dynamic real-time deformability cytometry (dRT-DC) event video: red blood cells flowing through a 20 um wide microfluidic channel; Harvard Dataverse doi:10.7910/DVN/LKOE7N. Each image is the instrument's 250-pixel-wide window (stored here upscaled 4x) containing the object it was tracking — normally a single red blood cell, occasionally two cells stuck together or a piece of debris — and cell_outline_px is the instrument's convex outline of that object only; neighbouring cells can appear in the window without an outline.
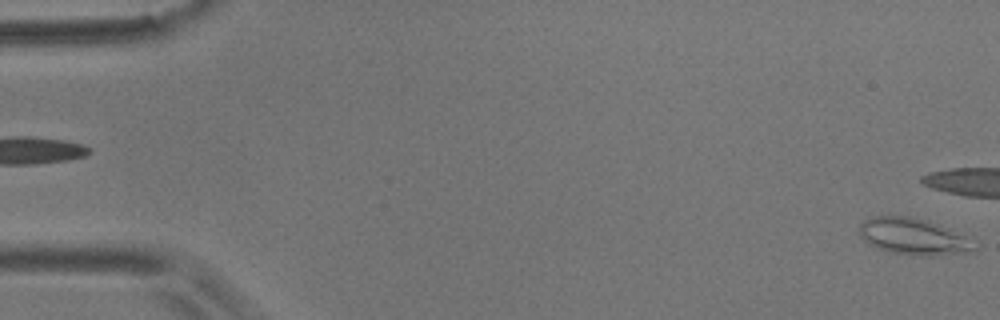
{"species": "common noctule bat (a hibernating species)", "species_latin": "Nyctalus noctula", "temperature_condition": "room temperature", "stored_images_in_passage": 4, "segment_of_instrument_passage": [2, 2], "camera_frame_rate_fps": 3000, "um_per_image_px": 0.085, "animal": {"sex": "male", "body_mass_g": 17.9}, "frame": {"image": 1, "passage_image": 4, "time_ms": 1.0, "image_size_px": [1000, 320], "cell_outline_px": [[980, 244], [972, 252], [932, 256], [924, 256], [888, 252], [876, 248], [868, 244], [860, 236], [860, 224], [864, 220], [872, 216], [912, 216], [928, 220], [940, 224]], "centroid_in_image_um": [77.66, 20.11], "position_along_channel_um": 7.3, "area_um2": 24.85}}